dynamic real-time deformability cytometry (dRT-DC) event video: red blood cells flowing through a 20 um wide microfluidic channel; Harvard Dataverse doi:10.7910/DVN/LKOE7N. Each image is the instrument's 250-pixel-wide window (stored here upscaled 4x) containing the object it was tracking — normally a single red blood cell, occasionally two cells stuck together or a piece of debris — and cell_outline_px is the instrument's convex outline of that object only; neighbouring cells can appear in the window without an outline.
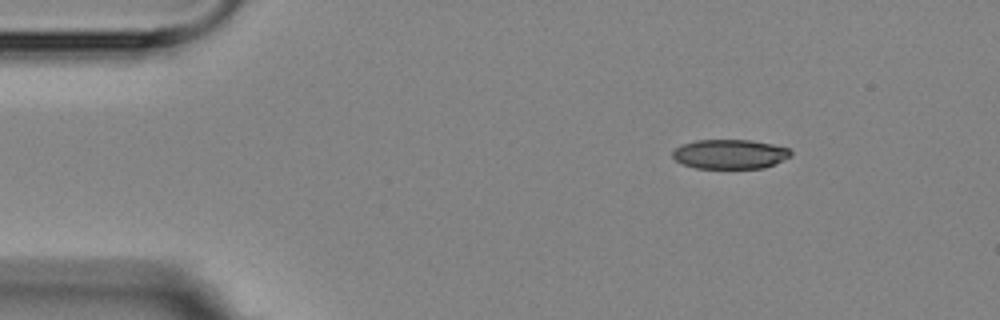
{"species": "Egyptian fruit bat (a non-hibernating species)", "species_latin": "Rousettus aegyptiacus", "temperature_condition": "room temperature", "stored_images_in_passage": 3, "camera_frame_rate_fps": 3000, "um_per_image_px": 0.085, "animal": {"sex": "female"}, "frame": {"image": 1, "passage_image": 1, "time_ms": 0.0, "image_size_px": [1000, 320], "cell_outline_px": [[792, 156], [764, 168], [696, 168], [680, 164], [672, 156], [672, 152], [680, 144], [696, 140], [752, 140], [772, 144], [788, 148], [792, 152]], "centroid_in_image_um": [62.02, 13.1], "position_along_channel_um": 23.0, "area_um2": 20.4}}
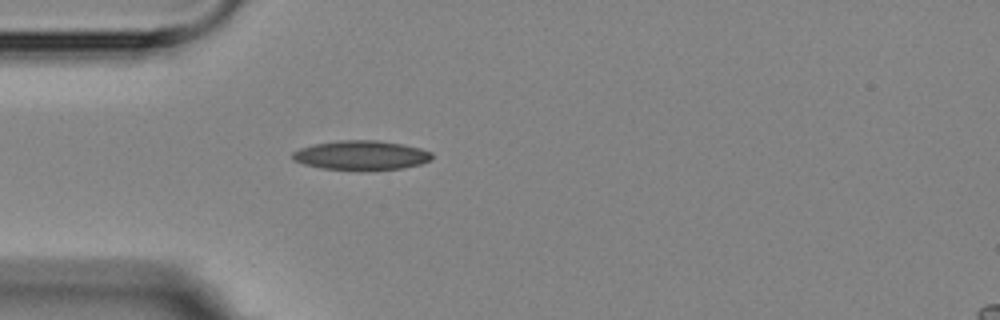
{"frame": {"image": 2, "passage_image": 3, "time_ms": 2.667, "image_size_px": [1000, 320], "cell_outline_px": [[432, 160], [420, 164], [404, 168], [320, 168], [304, 164], [292, 160], [292, 152], [300, 148], [312, 144], [336, 140], [376, 140], [400, 144], [420, 148], [432, 152]], "centroid_in_image_um": [30.67, 13.16], "position_along_channel_um": 54.3, "area_um2": 23.29}}